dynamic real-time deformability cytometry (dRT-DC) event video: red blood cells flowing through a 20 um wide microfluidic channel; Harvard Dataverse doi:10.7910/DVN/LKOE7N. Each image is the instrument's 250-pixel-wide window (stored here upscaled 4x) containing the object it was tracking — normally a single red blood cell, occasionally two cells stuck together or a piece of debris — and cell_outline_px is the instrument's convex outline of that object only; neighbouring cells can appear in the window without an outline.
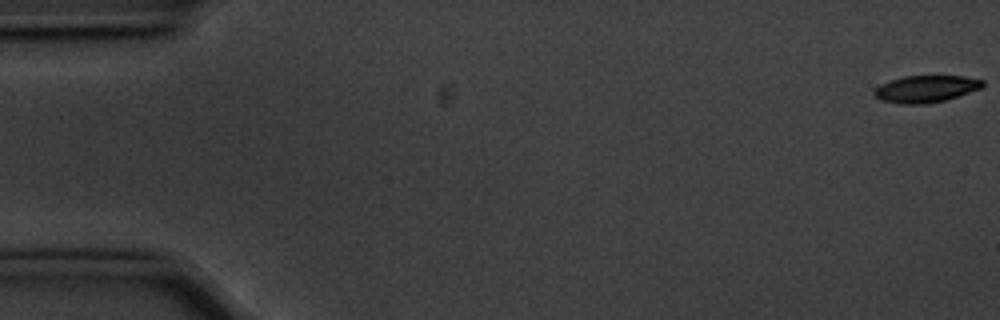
{"species": "common noctule bat (a hibernating species)", "species_latin": "Nyctalus noctula", "temperature_condition": "cold", "stored_images_in_passage": 57, "camera_frame_rate_fps": 3000, "um_per_image_px": 0.085, "animal": {"sex": "male", "body_mass_g": 20.1, "forearm_length_mm": 53.5}, "frame": {"image": 1, "passage_image": 1, "time_ms": 0.0, "image_size_px": [1000, 320], "cell_outline_px": [[984, 84], [980, 88], [944, 100], [924, 104], [900, 104], [880, 100], [872, 92], [880, 84], [904, 76], [964, 76], [984, 80]], "centroid_in_image_um": [78.67, 7.55], "position_along_channel_um": 6.3, "area_um2": 16.82}}
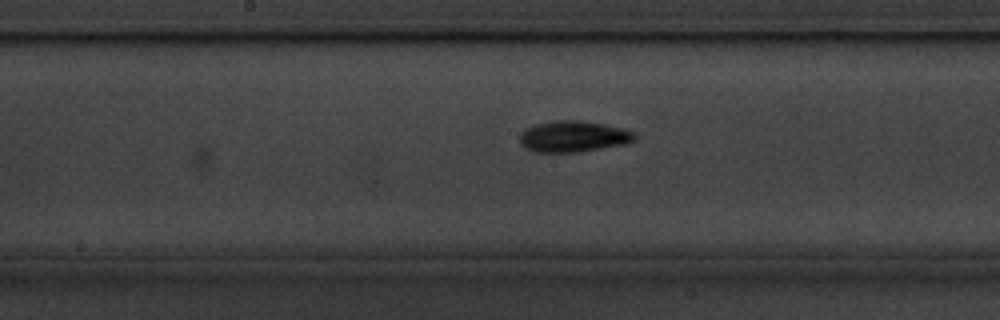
{"frame": {"image": 2, "passage_image": 29, "time_ms": 9.333, "image_size_px": [1000, 320], "cell_outline_px": [[636, 140], [624, 144], [576, 152], [536, 152], [524, 148], [520, 144], [520, 132], [536, 124], [556, 120], [580, 120], [604, 124], [624, 128], [632, 132], [636, 136]], "centroid_in_image_um": [48.72, 11.59], "position_along_channel_um": 199.5, "area_um2": 20.81}}
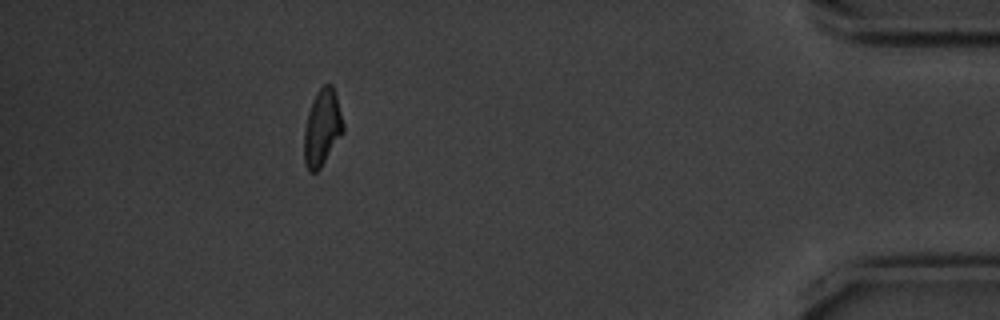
{"frame": {"image": 3, "passage_image": 51, "time_ms": 16.667, "image_size_px": [1000, 320], "cell_outline_px": [[344, 132], [320, 168], [316, 172], [308, 172], [304, 164], [304, 132], [308, 112], [312, 100], [316, 92], [324, 84], [332, 84], [336, 92], [344, 124]], "centroid_in_image_um": [27.39, 10.85], "position_along_channel_um": 407.8, "area_um2": 17.63}, "authors_computed_cell_mechanics": {"area_um2": 18.207, "velocity_mm_per_s": 3.575, "shape_relaxation_time_tau1_ms": 3.193, "shape_relaxation_time_tau2_ms": null, "deformation_change_tau1": 0.1286, "deformation_change_tau2": null}}